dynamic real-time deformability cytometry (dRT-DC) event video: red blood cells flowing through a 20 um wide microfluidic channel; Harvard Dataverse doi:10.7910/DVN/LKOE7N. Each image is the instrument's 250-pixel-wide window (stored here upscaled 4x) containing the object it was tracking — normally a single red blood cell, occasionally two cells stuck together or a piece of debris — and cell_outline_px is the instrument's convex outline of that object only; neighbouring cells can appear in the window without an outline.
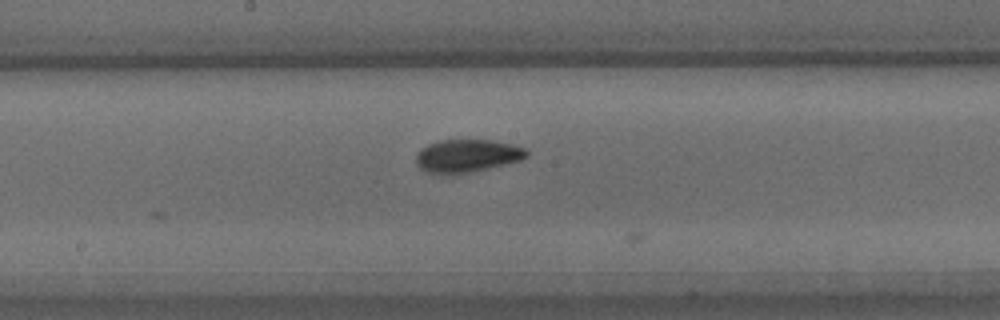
{"species": "common noctule bat (a hibernating species)", "species_latin": "Nyctalus noctula", "temperature_condition": "warm", "stored_images_in_passage": 17, "camera_frame_rate_fps": 3000, "um_per_image_px": 0.085, "animal": {"sex": "male", "body_mass_g": 15.6}, "frame": {"image": 1, "passage_image": 16, "time_ms": 5.0, "image_size_px": [1000, 320], "cell_outline_px": [[528, 156], [520, 160], [488, 168], [468, 172], [428, 172], [420, 168], [416, 164], [416, 152], [420, 148], [436, 140], [492, 140], [512, 144], [524, 148], [528, 152]], "centroid_in_image_um": [39.69, 13.2], "position_along_channel_um": 208.5, "area_um2": 20.81}}